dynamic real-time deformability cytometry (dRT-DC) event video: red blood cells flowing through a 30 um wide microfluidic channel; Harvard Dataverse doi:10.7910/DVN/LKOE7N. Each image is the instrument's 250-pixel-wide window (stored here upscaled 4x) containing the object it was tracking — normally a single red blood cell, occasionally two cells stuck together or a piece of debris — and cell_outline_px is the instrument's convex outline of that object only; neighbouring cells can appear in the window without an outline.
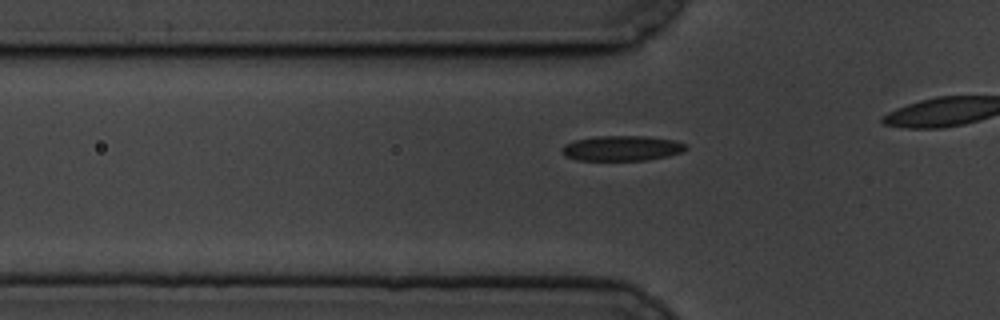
{"species": "common noctule bat (a hibernating species)", "species_latin": "Nyctalus noctula", "temperature_condition": "cold", "stored_images_in_passage": 44, "camera_frame_rate_fps": 3000, "um_per_image_px": 0.085, "animal": {"sex": "male", "body_mass_g": 19.5, "forearm_length_mm": 54.6}, "frame": {"image": 1, "passage_image": 16, "time_ms": 5.0, "image_size_px": [1000, 320], "cell_outline_px": [[688, 148], [680, 152], [668, 156], [648, 160], [576, 160], [564, 156], [560, 152], [560, 148], [564, 144], [576, 140], [596, 136], [644, 136], [672, 140], [688, 144]], "centroid_in_image_um": [52.82, 12.6], "position_along_channel_um": 73.0, "area_um2": 18.26}}
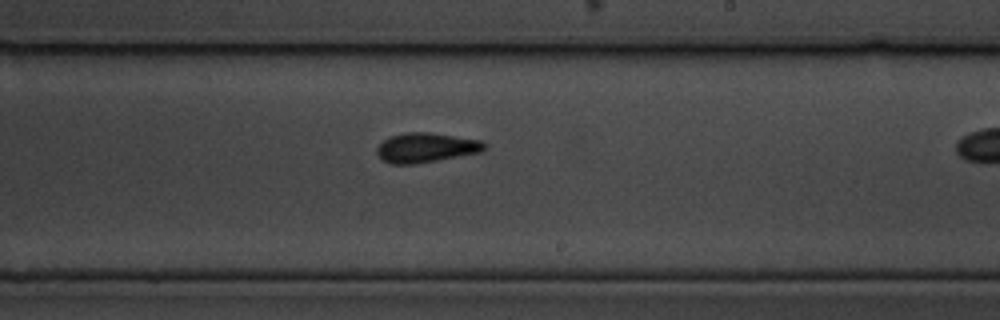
{"frame": {"image": 2, "passage_image": 32, "time_ms": 10.333, "image_size_px": [1000, 320], "cell_outline_px": [[488, 144], [480, 152], [436, 160], [412, 164], [392, 164], [380, 160], [376, 152], [376, 148], [384, 140], [392, 136], [404, 132], [428, 132], [480, 140]], "centroid_in_image_um": [36.17, 12.55], "position_along_channel_um": 252.8, "area_um2": 18.38}}
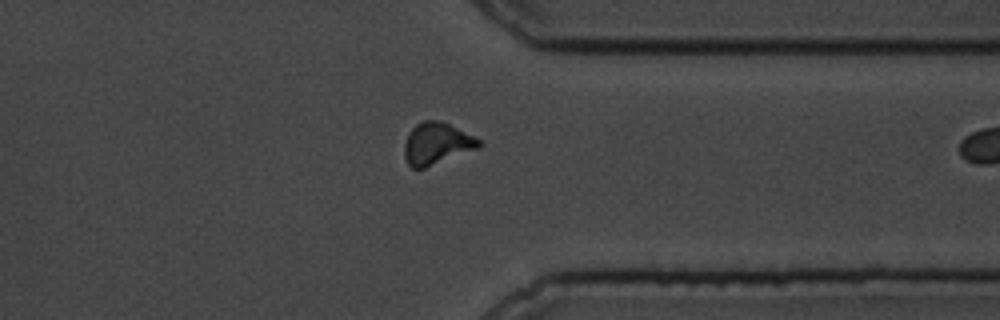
{"frame": {"image": 3, "passage_image": 43, "time_ms": 14.0, "image_size_px": [1000, 320], "cell_outline_px": [[484, 144], [480, 148], [424, 168], [412, 168], [408, 164], [404, 156], [404, 144], [412, 128], [416, 124], [424, 120], [440, 120], [480, 140]], "centroid_in_image_um": [37.12, 12.21], "position_along_channel_um": 374.3, "area_um2": 18.03}}